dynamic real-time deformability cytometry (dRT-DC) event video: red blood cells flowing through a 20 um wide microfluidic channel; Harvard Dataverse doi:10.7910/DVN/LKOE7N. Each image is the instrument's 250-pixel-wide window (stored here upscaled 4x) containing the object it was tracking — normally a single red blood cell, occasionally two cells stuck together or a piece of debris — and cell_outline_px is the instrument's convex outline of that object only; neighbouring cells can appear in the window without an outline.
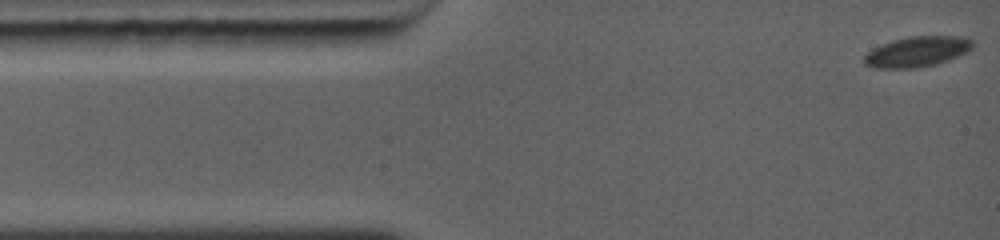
{"species": "common noctule bat (a hibernating species)", "species_latin": "Nyctalus noctula", "temperature_condition": "warm", "stored_images_in_passage": 75, "camera_frame_rate_fps": 5000, "um_per_image_px": 0.085, "animal": {"sex": "female", "body_mass_g": 19.0, "forearm_length_mm": 56.7}, "frame": {"image": 1, "passage_image": 1, "time_ms": 0.0, "image_size_px": [1000, 240], "cell_outline_px": [[972, 48], [948, 60], [936, 64], [912, 68], [876, 68], [864, 64], [864, 56], [872, 48], [892, 40], [908, 36], [960, 36], [972, 40]], "centroid_in_image_um": [77.91, 4.38], "position_along_channel_um": 7.1, "area_um2": 19.02}}
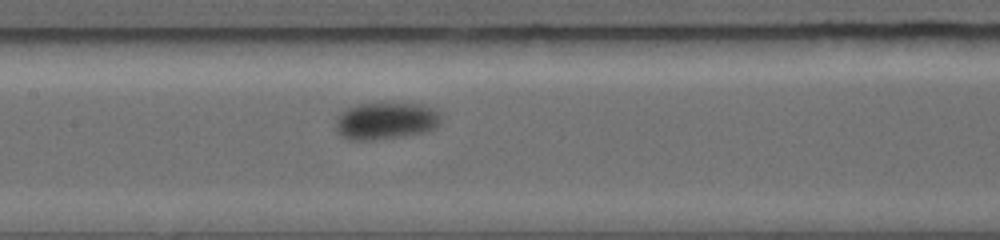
{"frame": {"image": 2, "passage_image": 30, "time_ms": 5.8, "image_size_px": [1000, 240], "cell_outline_px": [[440, 120], [436, 128], [424, 132], [404, 136], [372, 140], [348, 140], [340, 136], [336, 132], [336, 120], [340, 112], [348, 108], [360, 104], [384, 100], [420, 104], [432, 108], [440, 112]], "centroid_in_image_um": [32.78, 10.23], "position_along_channel_um": 174.6, "area_um2": 23.58}}
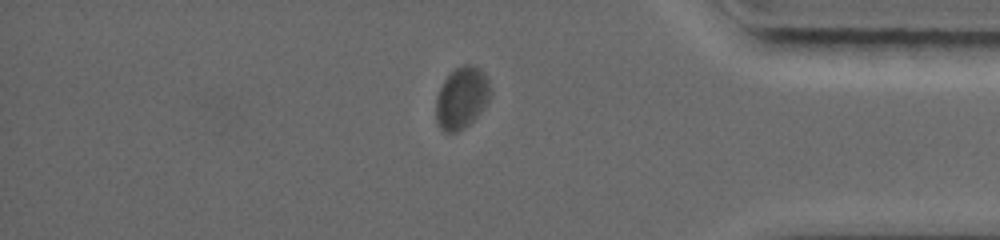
{"frame": {"image": 3, "passage_image": 59, "time_ms": 11.6, "image_size_px": [1000, 240], "cell_outline_px": [[492, 92], [488, 100], [480, 112], [468, 124], [456, 132], [444, 132], [436, 124], [436, 96], [444, 80], [456, 68], [464, 64], [476, 64], [484, 72], [488, 80]], "centroid_in_image_um": [39.24, 8.29], "position_along_channel_um": 396.0, "area_um2": 19.59}}